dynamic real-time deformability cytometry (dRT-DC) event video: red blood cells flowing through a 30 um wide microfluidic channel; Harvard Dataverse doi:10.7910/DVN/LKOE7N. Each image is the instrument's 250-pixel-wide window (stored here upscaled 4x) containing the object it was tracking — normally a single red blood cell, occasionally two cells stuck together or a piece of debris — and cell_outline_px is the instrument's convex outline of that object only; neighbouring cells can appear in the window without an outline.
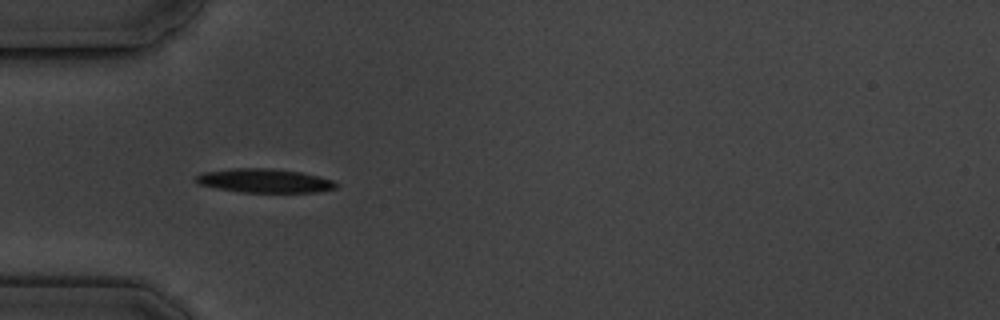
{"species": "common noctule bat (a hibernating species)", "species_latin": "Nyctalus noctula", "temperature_condition": "cold", "stored_images_in_passage": 6, "camera_frame_rate_fps": 3000, "um_per_image_px": 0.085, "animal": {"sex": "male", "body_mass_g": 19.5, "forearm_length_mm": 54.6}, "frame": {"image": 1, "passage_image": 5, "time_ms": 4.667, "image_size_px": [1000, 320], "cell_outline_px": [[340, 184], [336, 188], [316, 192], [240, 192], [216, 188], [200, 184], [192, 180], [196, 176], [204, 172], [228, 168], [272, 168], [300, 172], [332, 180]], "centroid_in_image_um": [22.45, 15.36], "position_along_channel_um": 62.5, "area_um2": 19.54}}